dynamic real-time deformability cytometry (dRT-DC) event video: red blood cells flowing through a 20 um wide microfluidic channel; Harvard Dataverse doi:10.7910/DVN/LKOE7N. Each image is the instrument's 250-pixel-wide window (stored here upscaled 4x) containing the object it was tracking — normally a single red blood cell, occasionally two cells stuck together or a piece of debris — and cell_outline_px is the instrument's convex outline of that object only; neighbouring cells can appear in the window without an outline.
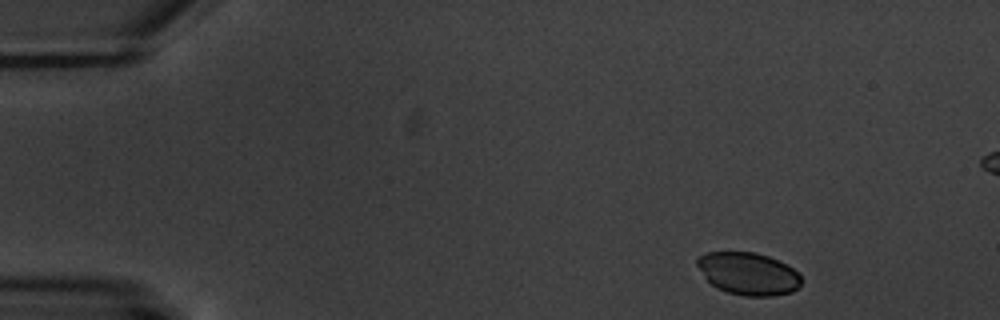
{"species": "common noctule bat (a hibernating species)", "species_latin": "Nyctalus noctula", "temperature_condition": "warm", "stored_images_in_passage": 5, "camera_frame_rate_fps": 3000, "um_per_image_px": 0.085, "animal": {"sex": "male", "body_mass_g": 20.1, "forearm_length_mm": 53.5}, "frame": {"image": 1, "passage_image": 1, "time_ms": 0.0, "image_size_px": [1000, 320], "cell_outline_px": [[800, 284], [792, 292], [772, 296], [744, 296], [728, 292], [716, 288], [704, 276], [696, 264], [696, 260], [700, 256], [708, 252], [756, 252], [768, 256], [800, 272]], "centroid_in_image_um": [63.6, 23.26], "position_along_channel_um": 21.4, "area_um2": 25.61}}